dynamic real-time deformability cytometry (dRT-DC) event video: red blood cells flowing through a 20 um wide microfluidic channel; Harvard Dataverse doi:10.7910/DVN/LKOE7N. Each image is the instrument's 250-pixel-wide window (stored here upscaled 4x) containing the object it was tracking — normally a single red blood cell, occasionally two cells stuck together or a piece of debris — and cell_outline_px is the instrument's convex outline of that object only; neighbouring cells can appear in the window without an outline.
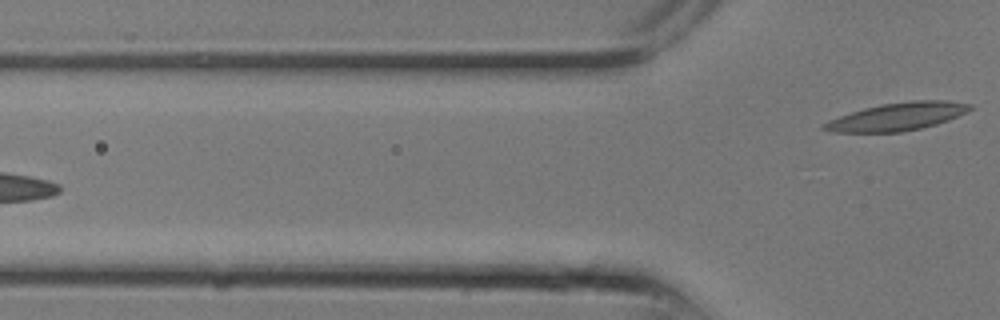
{"species": "common noctule bat (a hibernating species)", "species_latin": "Nyctalus noctula", "temperature_condition": "room temperature", "stored_images_in_passage": 9, "segment_of_instrument_passage": [2, 2], "camera_frame_rate_fps": 3000, "um_per_image_px": 0.085, "animal": {"sex": "male", "body_mass_g": 13.3}, "frame": {"image": 1, "passage_image": 9, "time_ms": 2.667, "image_size_px": [1000, 320], "cell_outline_px": [[972, 108], [968, 112], [948, 120], [936, 124], [904, 132], [832, 132], [820, 128], [828, 120], [864, 108], [880, 104], [912, 100], [948, 100], [972, 104]], "centroid_in_image_um": [76.31, 9.9], "position_along_channel_um": 49.5, "area_um2": 23.7}}